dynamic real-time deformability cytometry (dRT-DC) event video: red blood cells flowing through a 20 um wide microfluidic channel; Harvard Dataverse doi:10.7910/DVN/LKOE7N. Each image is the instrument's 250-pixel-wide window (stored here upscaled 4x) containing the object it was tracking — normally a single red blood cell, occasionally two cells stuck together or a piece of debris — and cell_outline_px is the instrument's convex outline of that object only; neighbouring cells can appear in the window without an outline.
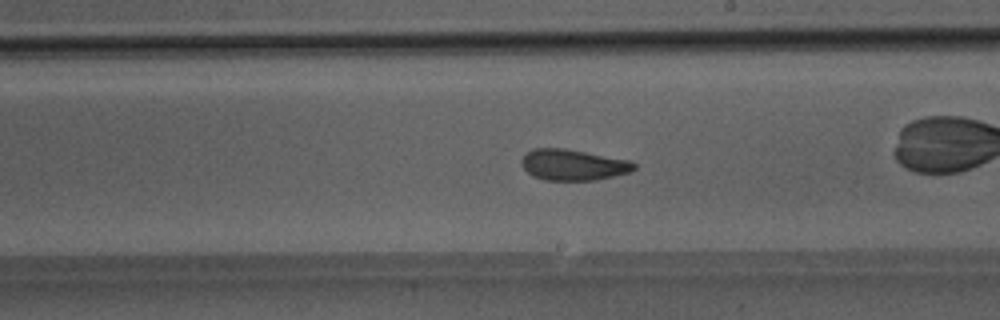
{"species": "Egyptian fruit bat (a non-hibernating species)", "species_latin": "Rousettus aegyptiacus", "temperature_condition": "room temperature", "stored_images_in_passage": 49, "camera_frame_rate_fps": 3000, "um_per_image_px": 0.085, "animal": {"sex": "male"}, "frame": {"image": 1, "passage_image": 28, "time_ms": 9.0, "image_size_px": [1000, 320], "cell_outline_px": [[636, 168], [628, 172], [596, 180], [544, 180], [532, 176], [520, 164], [520, 160], [532, 148], [564, 148], [628, 160], [636, 164]], "centroid_in_image_um": [48.67, 14.01], "position_along_channel_um": 240.3, "area_um2": 20.17}}